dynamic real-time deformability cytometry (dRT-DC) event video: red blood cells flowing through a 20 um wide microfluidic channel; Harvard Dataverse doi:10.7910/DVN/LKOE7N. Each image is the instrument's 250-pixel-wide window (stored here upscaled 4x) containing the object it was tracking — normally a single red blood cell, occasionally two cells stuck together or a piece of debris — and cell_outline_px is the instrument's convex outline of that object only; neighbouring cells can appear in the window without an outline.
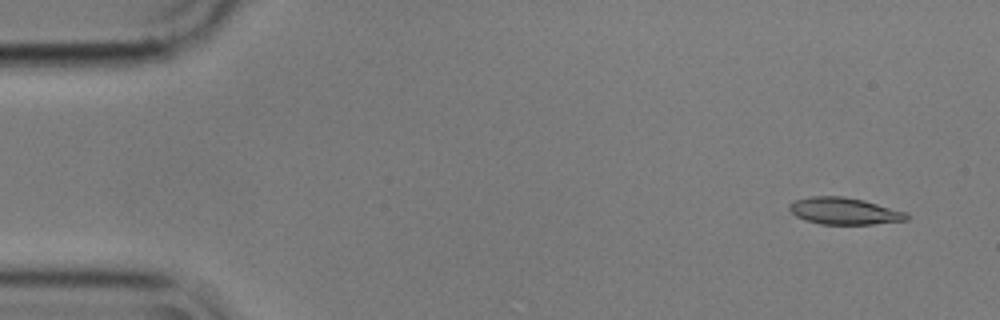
{"species": "common noctule bat (a hibernating species)", "species_latin": "Nyctalus noctula", "temperature_condition": "cold", "stored_images_in_passage": 4, "camera_frame_rate_fps": 3000, "um_per_image_px": 0.085, "animal": {"sex": "male", "body_mass_g": 17.9}, "frame": {"image": 1, "passage_image": 1, "time_ms": 0.0, "image_size_px": [1000, 320], "cell_outline_px": [[908, 220], [872, 224], [820, 224], [804, 220], [796, 216], [788, 208], [788, 204], [796, 200], [812, 196], [844, 196], [864, 200], [908, 212]], "centroid_in_image_um": [71.77, 17.93], "position_along_channel_um": 13.2, "area_um2": 18.44}}